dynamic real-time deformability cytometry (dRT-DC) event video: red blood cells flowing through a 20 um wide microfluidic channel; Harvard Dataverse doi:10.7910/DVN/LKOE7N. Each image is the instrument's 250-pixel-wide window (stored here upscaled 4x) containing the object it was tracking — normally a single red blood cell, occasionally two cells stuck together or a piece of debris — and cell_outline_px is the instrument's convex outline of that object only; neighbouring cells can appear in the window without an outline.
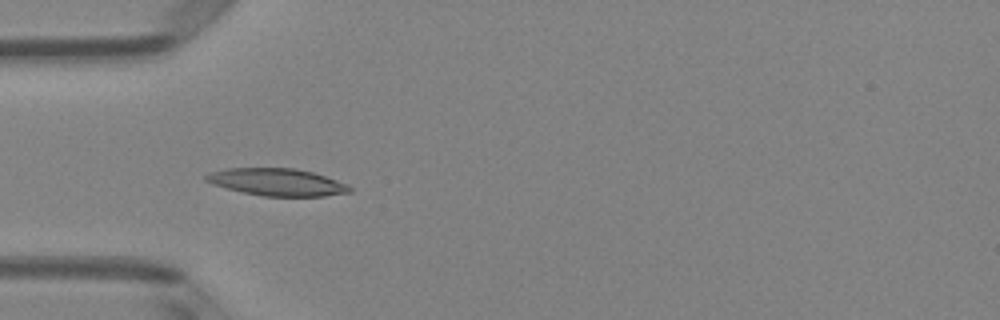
{"species": "Egyptian fruit bat (a non-hibernating species)", "species_latin": "Rousettus aegyptiacus", "temperature_condition": "room temperature", "stored_images_in_passage": 5, "camera_frame_rate_fps": 3000, "um_per_image_px": 0.085, "animal": {"sex": "female"}, "frame": {"image": 1, "passage_image": 4, "time_ms": 1.0, "image_size_px": [1000, 320], "cell_outline_px": [[352, 192], [324, 196], [264, 196], [244, 192], [212, 184], [204, 180], [204, 176], [208, 172], [228, 168], [296, 168], [312, 172], [348, 184], [352, 188]], "centroid_in_image_um": [23.55, 15.47], "position_along_channel_um": 61.5, "area_um2": 22.77}}
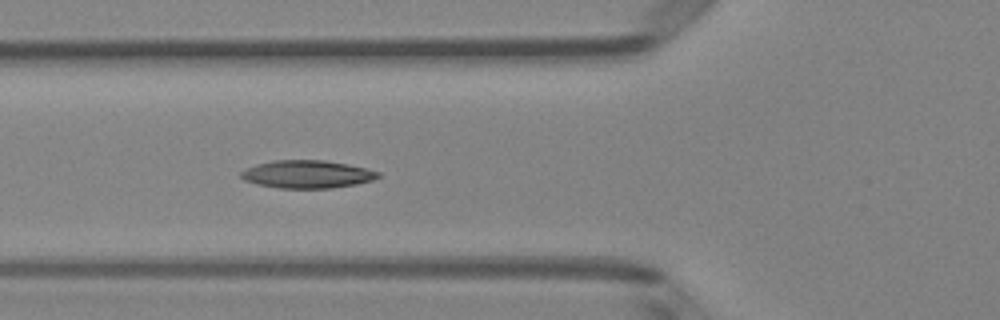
{"frame": {"image": 2, "passage_image": 5, "time_ms": 1.333, "image_size_px": [1000, 320], "cell_outline_px": [[380, 176], [372, 180], [356, 184], [332, 188], [276, 188], [256, 184], [244, 180], [240, 176], [240, 172], [244, 168], [256, 164], [272, 160], [324, 160], [348, 164], [368, 168], [380, 172]], "centroid_in_image_um": [26.08, 14.8], "position_along_channel_um": 99.7, "area_um2": 22.48}}